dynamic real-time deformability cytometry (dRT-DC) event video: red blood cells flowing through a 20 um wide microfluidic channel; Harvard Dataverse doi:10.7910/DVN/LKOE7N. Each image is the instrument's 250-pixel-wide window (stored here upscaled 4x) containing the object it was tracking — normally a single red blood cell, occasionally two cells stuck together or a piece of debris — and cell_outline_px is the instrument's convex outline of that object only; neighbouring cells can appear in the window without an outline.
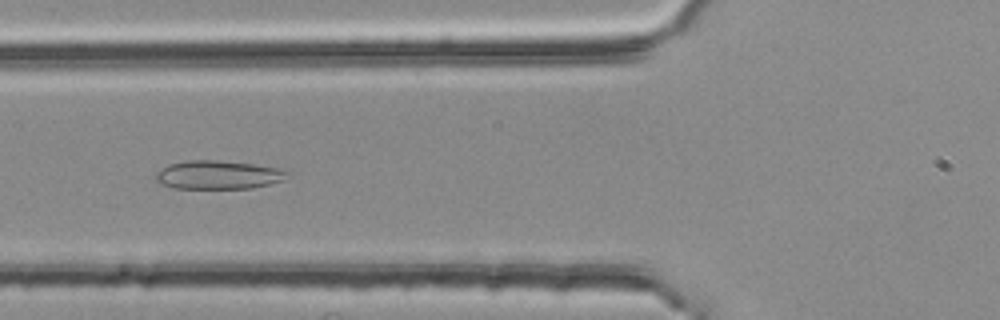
{"species": "common noctule bat (a hibernating species)", "species_latin": "Nyctalus noctula", "temperature_condition": "room temperature", "stored_images_in_passage": 29, "camera_frame_rate_fps": 3000, "um_per_image_px": 0.085, "animal": {"sex": "female", "body_mass_g": 25.1}, "frame": {"image": 1, "passage_image": 11, "time_ms": 3.333, "image_size_px": [1000, 320], "cell_outline_px": [[292, 172], [284, 180], [252, 188], [172, 188], [156, 180], [156, 172], [160, 168], [168, 164], [184, 160], [216, 160], [256, 164], [280, 168]], "centroid_in_image_um": [18.57, 14.85], "position_along_channel_um": 107.2, "area_um2": 22.08}}
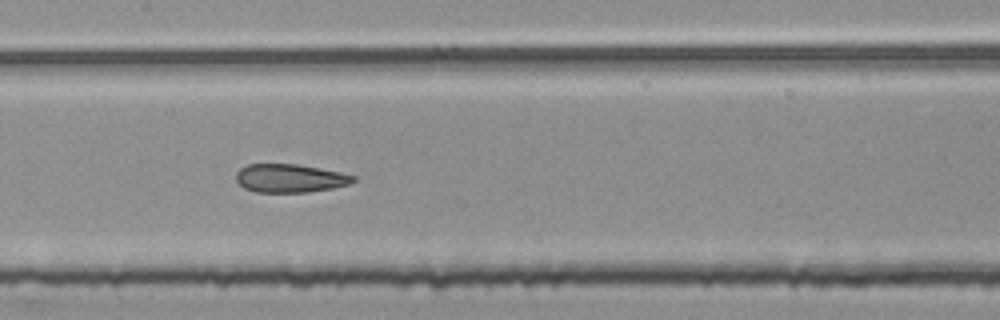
{"frame": {"image": 2, "passage_image": 17, "time_ms": 5.333, "image_size_px": [1000, 320], "cell_outline_px": [[356, 180], [348, 184], [332, 188], [308, 192], [256, 192], [244, 188], [236, 180], [236, 172], [240, 168], [248, 164], [296, 164], [340, 172], [356, 176]], "centroid_in_image_um": [24.63, 15.15], "position_along_channel_um": 182.8, "area_um2": 19.31}}
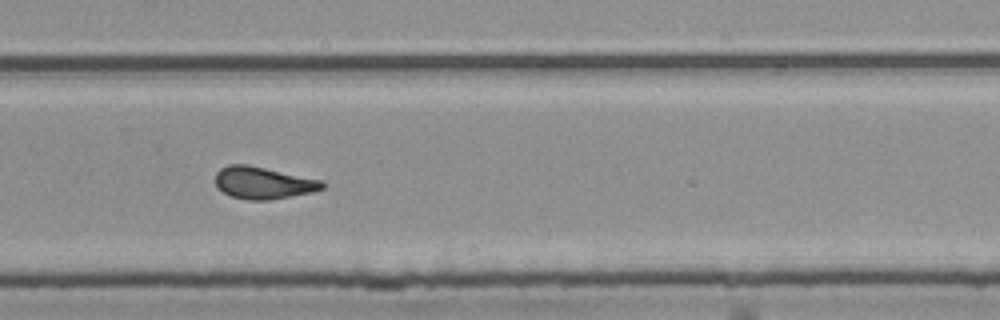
{"frame": {"image": 3, "passage_image": 27, "time_ms": 8.667, "image_size_px": [1000, 320], "cell_outline_px": [[324, 188], [312, 192], [268, 200], [248, 200], [232, 196], [216, 188], [216, 172], [220, 168], [228, 164], [248, 164], [324, 180]], "centroid_in_image_um": [22.37, 15.52], "position_along_channel_um": 307.4, "area_um2": 20.11}}